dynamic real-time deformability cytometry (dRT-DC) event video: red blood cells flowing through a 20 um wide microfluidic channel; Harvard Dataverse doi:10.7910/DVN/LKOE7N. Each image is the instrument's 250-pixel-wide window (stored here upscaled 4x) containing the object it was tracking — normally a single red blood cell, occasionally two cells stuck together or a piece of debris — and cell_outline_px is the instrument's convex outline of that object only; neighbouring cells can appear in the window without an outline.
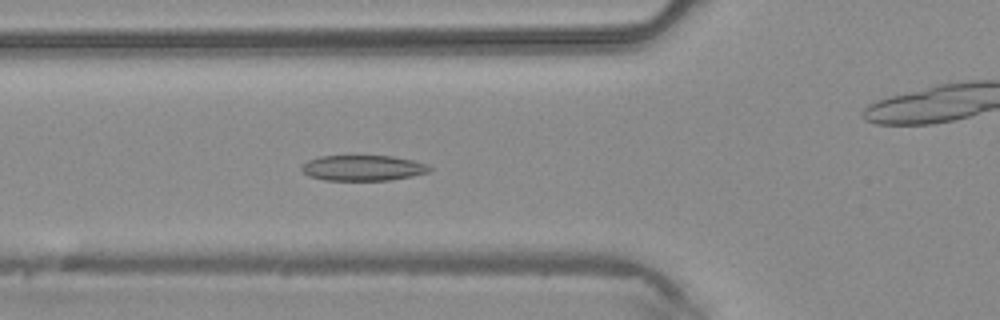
{"species": "common noctule bat (a hibernating species)", "species_latin": "Nyctalus noctula", "temperature_condition": "warm", "stored_images_in_passage": 47, "camera_frame_rate_fps": 3000, "um_per_image_px": 0.085, "animal": {"sex": "male", "body_mass_g": 20.4}, "frame": {"image": 1, "passage_image": 17, "time_ms": 5.333, "image_size_px": [1000, 320], "cell_outline_px": [[432, 168], [428, 172], [412, 176], [388, 180], [324, 180], [308, 176], [300, 168], [308, 160], [320, 156], [392, 156], [412, 160], [428, 164]], "centroid_in_image_um": [30.85, 14.27], "position_along_channel_um": 95.0, "area_um2": 18.96}}
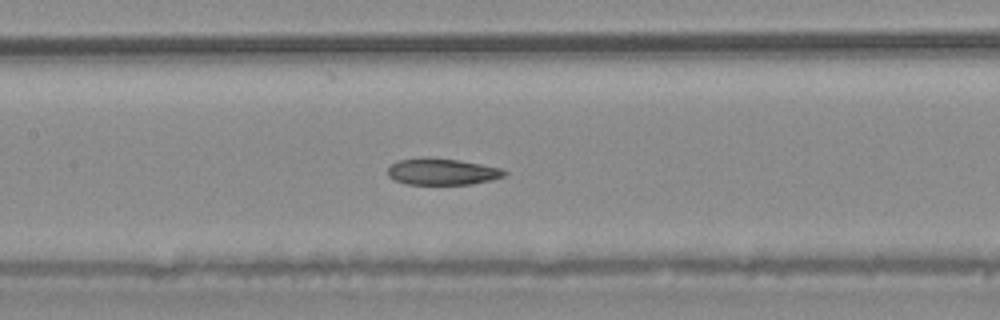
{"frame": {"image": 2, "passage_image": 22, "time_ms": 7.0, "image_size_px": [1000, 320], "cell_outline_px": [[508, 172], [504, 176], [492, 180], [472, 184], [404, 184], [388, 176], [388, 168], [392, 164], [400, 160], [424, 156], [432, 156], [460, 160], [500, 168]], "centroid_in_image_um": [37.58, 14.57], "position_along_channel_um": 169.8, "area_um2": 18.21}}
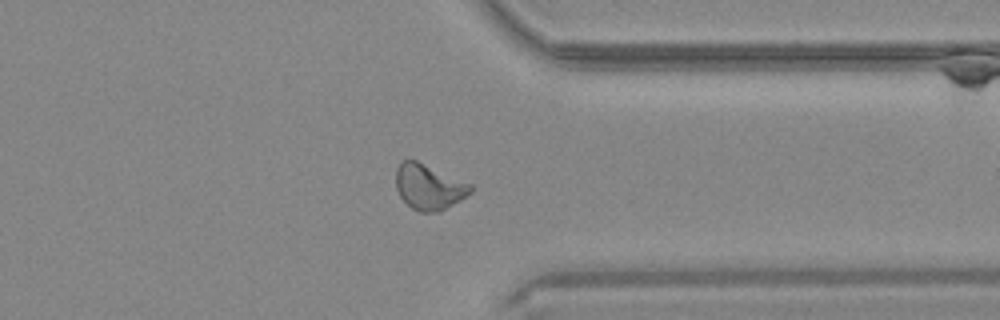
{"frame": {"image": 3, "passage_image": 36, "time_ms": 11.667, "image_size_px": [1000, 320], "cell_outline_px": [[472, 192], [460, 200], [436, 212], [420, 212], [412, 208], [400, 196], [396, 188], [396, 168], [400, 160], [416, 160], [472, 184]], "centroid_in_image_um": [36.43, 15.87], "position_along_channel_um": 375.0, "area_um2": 19.59}}